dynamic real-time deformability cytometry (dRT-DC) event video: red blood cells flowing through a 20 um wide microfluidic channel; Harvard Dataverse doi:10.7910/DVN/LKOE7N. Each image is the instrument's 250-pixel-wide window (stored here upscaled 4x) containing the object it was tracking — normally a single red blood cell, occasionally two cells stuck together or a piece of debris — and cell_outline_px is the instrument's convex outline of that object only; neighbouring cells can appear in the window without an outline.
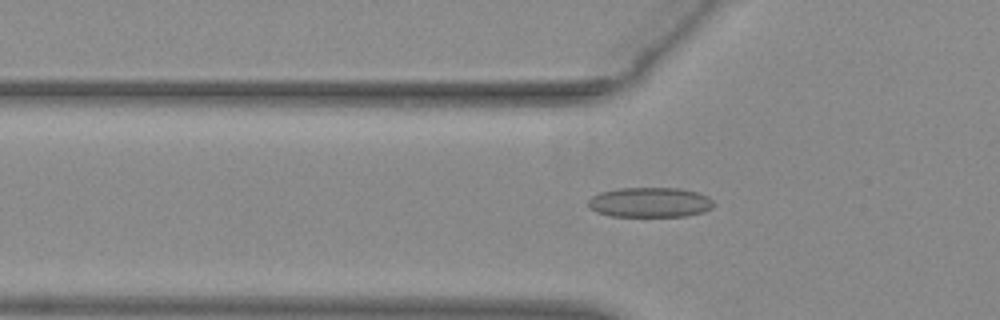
{"species": "common noctule bat (a hibernating species)", "species_latin": "Nyctalus noctula", "temperature_condition": "warm", "stored_images_in_passage": 46, "camera_frame_rate_fps": 3000, "um_per_image_px": 0.085, "animal": {"sex": "female", "body_mass_g": 29.2, "forearm_length_mm": 56.3}, "frame": {"image": 1, "passage_image": 11, "time_ms": 3.333, "image_size_px": [1000, 320], "cell_outline_px": [[716, 204], [712, 208], [704, 212], [688, 216], [612, 216], [596, 212], [588, 208], [588, 200], [592, 196], [600, 192], [616, 188], [680, 188], [700, 192], [708, 196]], "centroid_in_image_um": [55.27, 17.19], "position_along_channel_um": 70.5, "area_um2": 22.25}}
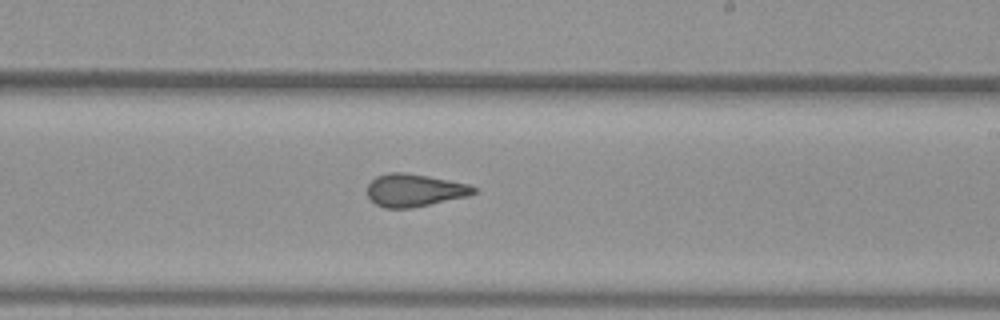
{"frame": {"image": 2, "passage_image": 25, "time_ms": 8.0, "image_size_px": [1000, 320], "cell_outline_px": [[476, 192], [468, 196], [412, 208], [384, 208], [376, 204], [368, 196], [368, 184], [376, 176], [388, 172], [404, 172], [428, 176], [468, 184], [476, 188]], "centroid_in_image_um": [35.21, 16.17], "position_along_channel_um": 253.8, "area_um2": 20.17}}
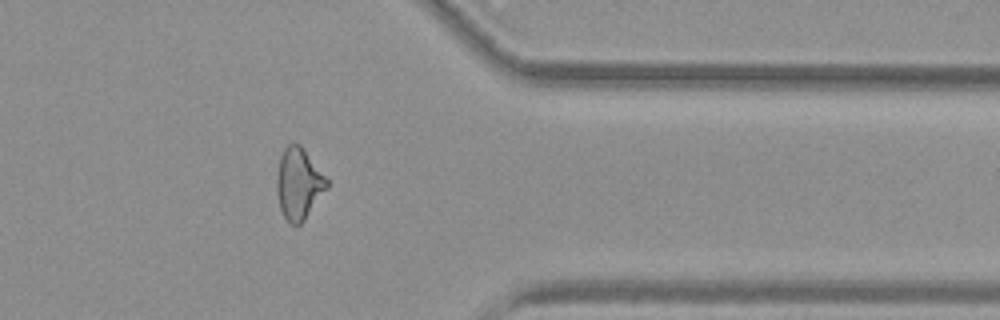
{"frame": {"image": 3, "passage_image": 36, "time_ms": 11.667, "image_size_px": [1000, 320], "cell_outline_px": [[328, 188], [304, 220], [300, 224], [292, 224], [284, 216], [280, 208], [276, 192], [276, 176], [280, 156], [284, 148], [288, 144], [300, 144], [328, 180]], "centroid_in_image_um": [25.37, 15.61], "position_along_channel_um": 386.0, "area_um2": 20.69}, "authors_computed_cell_mechanics": {"area_um2": 20.8369, "velocity_mm_per_s": 3.9317, "shape_relaxation_time_tau1_ms": null, "shape_relaxation_time_tau2_ms": 1.2206, "deformation_change_tau1": null, "deformation_change_tau2": 0.0836}}